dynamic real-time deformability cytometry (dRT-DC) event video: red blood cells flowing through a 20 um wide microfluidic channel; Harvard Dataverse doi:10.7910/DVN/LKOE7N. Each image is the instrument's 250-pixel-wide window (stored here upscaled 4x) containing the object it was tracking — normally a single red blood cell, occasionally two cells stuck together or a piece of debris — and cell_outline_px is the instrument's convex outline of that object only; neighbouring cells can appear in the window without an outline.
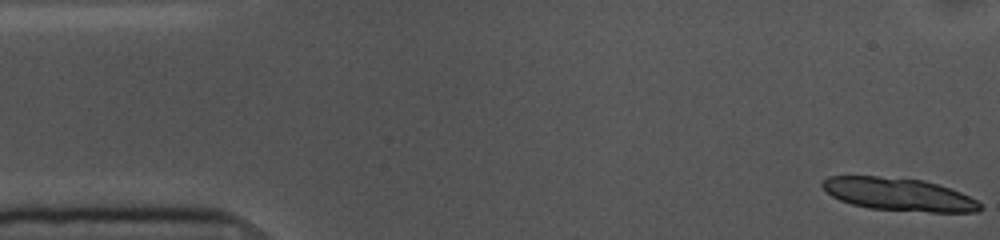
{"species": "common noctule bat (a hibernating species)", "species_latin": "Nyctalus noctula", "temperature_condition": "cold", "stored_images_in_passage": 13, "camera_frame_rate_fps": 3000, "um_per_image_px": 0.085, "animal": {"sex": "female", "body_mass_g": 10.0, "forearm_length_mm": 53.1}, "frame": {"image": 1, "passage_image": 1, "time_ms": 0.0, "image_size_px": [1000, 240], "cell_outline_px": [[984, 208], [980, 212], [928, 212], [868, 208], [852, 204], [840, 200], [832, 196], [820, 184], [828, 176], [876, 176], [924, 180], [960, 192], [976, 200]], "centroid_in_image_um": [76.4, 16.53], "position_along_channel_um": 8.6, "area_um2": 30.0}}